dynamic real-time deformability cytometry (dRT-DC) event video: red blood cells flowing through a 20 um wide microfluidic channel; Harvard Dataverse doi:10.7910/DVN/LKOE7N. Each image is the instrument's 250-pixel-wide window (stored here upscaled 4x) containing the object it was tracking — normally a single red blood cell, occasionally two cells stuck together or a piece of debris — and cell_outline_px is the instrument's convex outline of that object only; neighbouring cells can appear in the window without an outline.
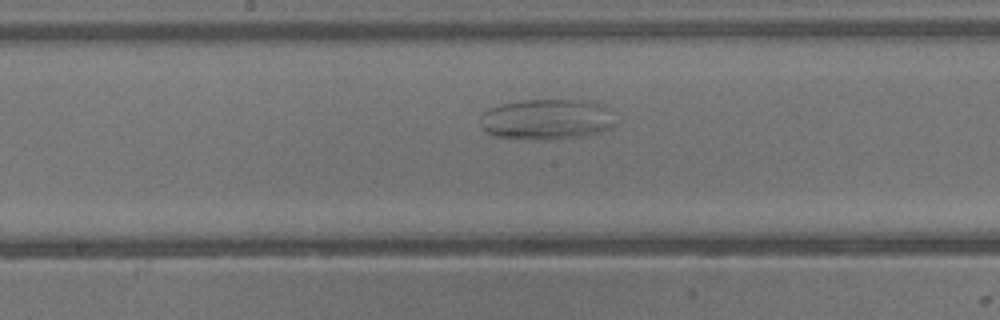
{"species": "common noctule bat (a hibernating species)", "species_latin": "Nyctalus noctula", "temperature_condition": "warm", "stored_images_in_passage": 26, "camera_frame_rate_fps": 3000, "um_per_image_px": 0.085, "animal": {"sex": "male", "body_mass_g": 13.3}, "frame": {"image": 1, "passage_image": 11, "time_ms": 3.333, "image_size_px": [1000, 320], "cell_outline_px": [[616, 124], [612, 128], [604, 132], [580, 136], [536, 140], [492, 136], [480, 124], [480, 116], [488, 108], [500, 104], [524, 100], [584, 100], [604, 104], [612, 108]], "centroid_in_image_um": [46.53, 10.13], "position_along_channel_um": 201.7, "area_um2": 32.48}}
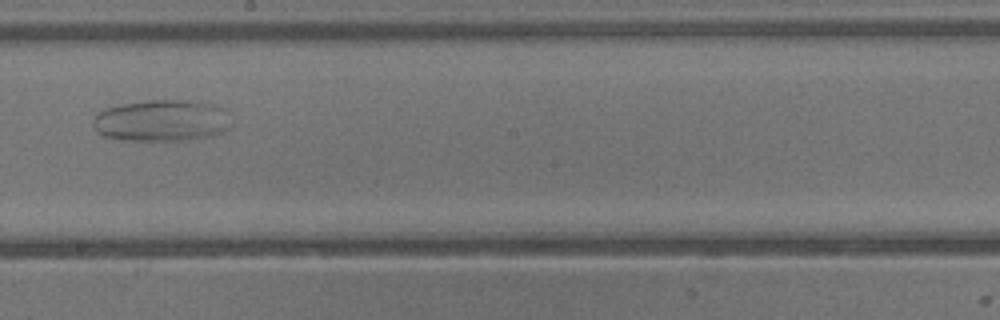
{"frame": {"image": 2, "passage_image": 13, "time_ms": 4.0, "image_size_px": [1000, 320], "cell_outline_px": [[232, 124], [224, 132], [212, 136], [184, 140], [124, 140], [104, 136], [96, 132], [92, 124], [92, 120], [100, 112], [108, 108], [120, 104], [148, 100], [188, 100], [216, 104], [224, 108]], "centroid_in_image_um": [13.77, 10.25], "position_along_channel_um": 234.4, "area_um2": 33.76}}